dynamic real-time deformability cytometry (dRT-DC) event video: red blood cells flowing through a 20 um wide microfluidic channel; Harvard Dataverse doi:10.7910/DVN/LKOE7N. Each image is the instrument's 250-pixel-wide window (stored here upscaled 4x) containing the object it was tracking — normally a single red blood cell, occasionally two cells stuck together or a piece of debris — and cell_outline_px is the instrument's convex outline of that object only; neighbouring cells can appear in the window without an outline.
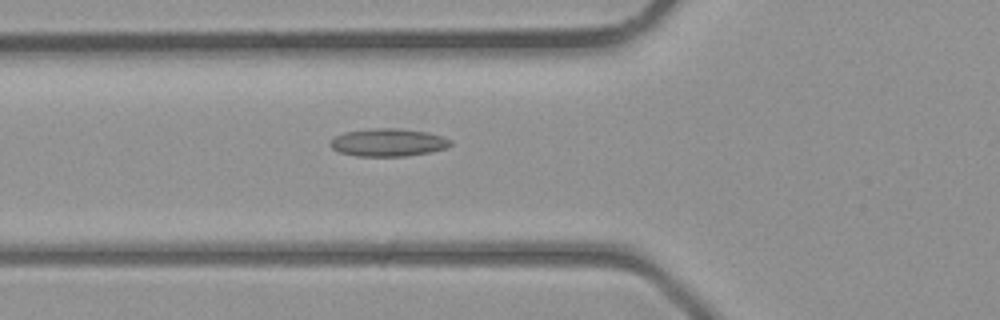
{"species": "common noctule bat (a hibernating species)", "species_latin": "Nyctalus noctula", "temperature_condition": "room temperature", "stored_images_in_passage": 32, "camera_frame_rate_fps": 3000, "um_per_image_px": 0.085, "animal": {"sex": "male", "body_mass_g": 23.1, "forearm_length_mm": 52.7}, "frame": {"image": 1, "passage_image": 8, "time_ms": 2.333, "image_size_px": [1000, 320], "cell_outline_px": [[452, 144], [444, 148], [432, 152], [404, 156], [356, 156], [340, 152], [332, 148], [328, 144], [336, 136], [344, 132], [372, 128], [392, 128], [424, 132], [440, 136], [452, 140]], "centroid_in_image_um": [32.96, 12.12], "position_along_channel_um": 92.8, "area_um2": 19.25}}
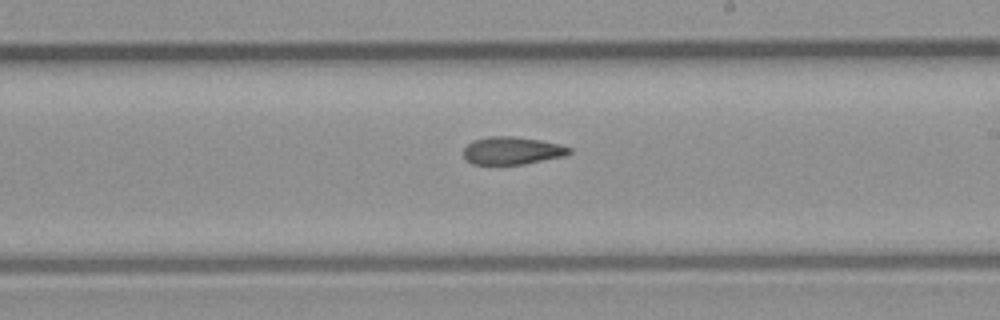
{"frame": {"image": 2, "passage_image": 17, "time_ms": 5.333, "image_size_px": [1000, 320], "cell_outline_px": [[572, 152], [564, 156], [524, 164], [472, 164], [464, 156], [464, 148], [472, 140], [488, 136], [512, 136], [540, 140], [560, 144], [572, 148]], "centroid_in_image_um": [43.54, 12.79], "position_along_channel_um": 245.5, "area_um2": 17.05}}
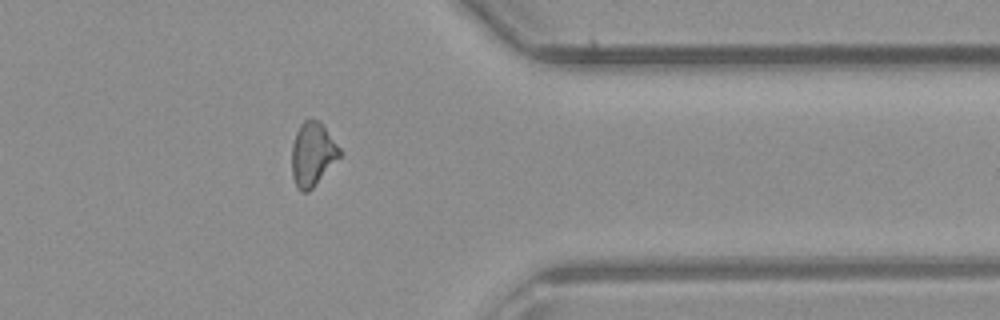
{"frame": {"image": 3, "passage_image": 26, "time_ms": 8.333, "image_size_px": [1000, 320], "cell_outline_px": [[344, 152], [312, 188], [308, 192], [300, 192], [292, 176], [292, 144], [296, 132], [304, 120], [308, 116], [320, 120], [324, 124]], "centroid_in_image_um": [26.6, 13.04], "position_along_channel_um": 384.8, "area_um2": 18.15}}